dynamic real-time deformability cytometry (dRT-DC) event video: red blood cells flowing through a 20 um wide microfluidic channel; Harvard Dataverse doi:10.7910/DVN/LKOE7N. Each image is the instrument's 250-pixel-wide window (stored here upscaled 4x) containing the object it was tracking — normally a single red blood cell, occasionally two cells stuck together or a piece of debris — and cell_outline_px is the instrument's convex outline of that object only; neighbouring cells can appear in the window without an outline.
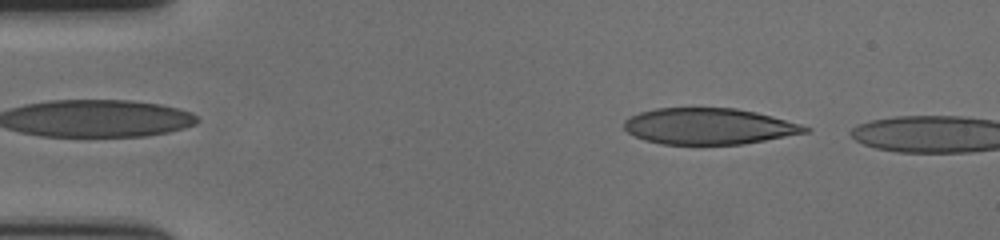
{"species": "human", "species_latin": "Homo sapiens", "temperature_condition": "cold", "stored_images_in_passage": 6, "camera_frame_rate_fps": 3000, "um_per_image_px": 0.085, "donor": {"sex": "female"}, "frame": {"image": 1, "passage_image": 3, "time_ms": 0.667, "image_size_px": [1000, 240], "cell_outline_px": [[812, 128], [808, 132], [744, 144], [664, 144], [644, 140], [628, 132], [624, 128], [624, 120], [640, 112], [656, 108], [736, 108], [756, 112], [772, 116], [800, 124]], "centroid_in_image_um": [60.26, 10.73], "position_along_channel_um": 24.7, "area_um2": 37.97}}